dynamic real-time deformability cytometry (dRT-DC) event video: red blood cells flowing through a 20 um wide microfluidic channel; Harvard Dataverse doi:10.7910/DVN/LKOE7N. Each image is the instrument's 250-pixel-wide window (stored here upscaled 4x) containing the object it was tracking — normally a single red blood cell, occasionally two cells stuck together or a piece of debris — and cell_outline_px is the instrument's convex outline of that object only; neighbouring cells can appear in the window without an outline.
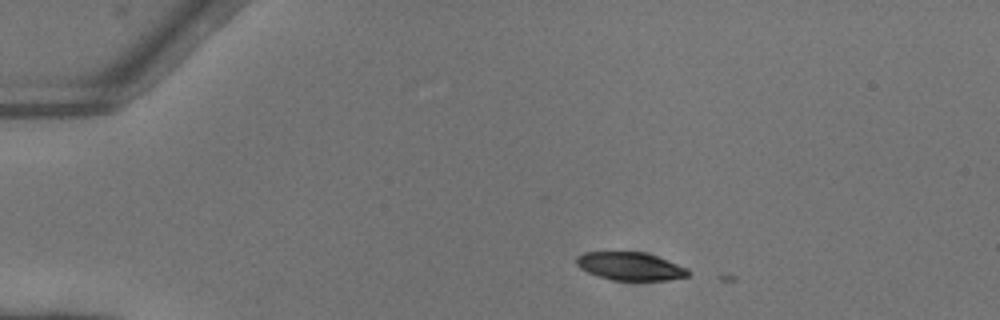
{"species": "common noctule bat (a hibernating species)", "species_latin": "Nyctalus noctula", "temperature_condition": "warm", "stored_images_in_passage": 9, "camera_frame_rate_fps": 3000, "um_per_image_px": 0.085, "animal": {"sex": "female"}, "frame": {"image": 1, "passage_image": 2, "time_ms": 0.333, "image_size_px": [1000, 320], "cell_outline_px": [[692, 272], [688, 276], [668, 280], [612, 280], [596, 276], [580, 268], [576, 264], [576, 256], [584, 252], [644, 252], [656, 256], [688, 268]], "centroid_in_image_um": [53.56, 22.64], "position_along_channel_um": 31.4, "area_um2": 18.32}}